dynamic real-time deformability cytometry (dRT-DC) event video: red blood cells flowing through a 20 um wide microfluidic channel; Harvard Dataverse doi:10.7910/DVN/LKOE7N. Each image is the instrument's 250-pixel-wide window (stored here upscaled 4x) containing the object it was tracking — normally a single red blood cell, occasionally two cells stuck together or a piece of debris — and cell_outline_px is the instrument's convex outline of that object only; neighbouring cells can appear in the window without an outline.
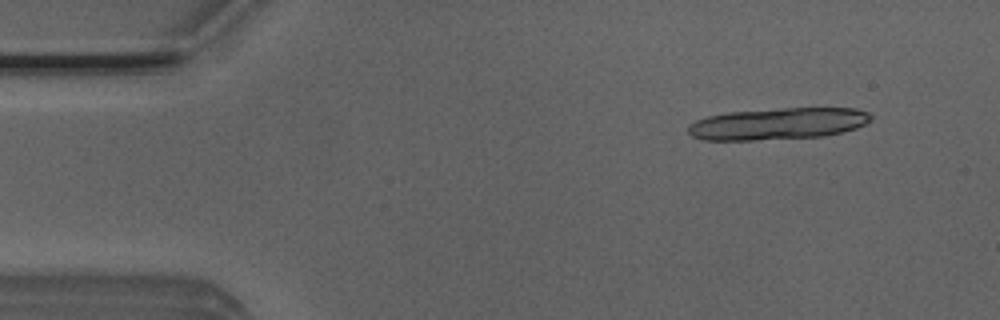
{"species": "Egyptian fruit bat (a non-hibernating species)", "species_latin": "Rousettus aegyptiacus", "temperature_condition": "room temperature", "stored_images_in_passage": 6, "camera_frame_rate_fps": 3000, "um_per_image_px": 0.085, "animal": {"sex": "male"}, "frame": {"image": 1, "passage_image": 2, "time_ms": 0.333, "image_size_px": [1000, 320], "cell_outline_px": [[872, 120], [856, 128], [824, 136], [756, 140], [700, 140], [692, 136], [688, 132], [688, 124], [696, 120], [708, 116], [728, 112], [784, 108], [856, 108], [868, 112], [872, 116]], "centroid_in_image_um": [66.11, 10.52], "position_along_channel_um": 18.9, "area_um2": 33.87}}